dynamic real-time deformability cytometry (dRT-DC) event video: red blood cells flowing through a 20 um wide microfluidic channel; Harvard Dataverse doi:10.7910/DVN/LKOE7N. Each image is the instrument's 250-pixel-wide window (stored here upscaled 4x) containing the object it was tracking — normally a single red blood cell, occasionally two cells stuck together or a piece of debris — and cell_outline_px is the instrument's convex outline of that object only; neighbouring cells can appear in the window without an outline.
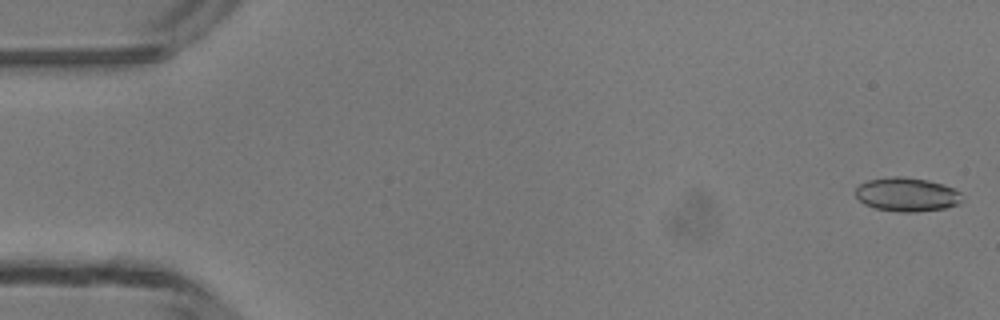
{"species": "common noctule bat (a hibernating species)", "species_latin": "Nyctalus noctula", "temperature_condition": "room temperature", "stored_images_in_passage": 48, "camera_frame_rate_fps": 3000, "um_per_image_px": 0.085, "animal": {"sex": "male", "body_mass_g": 13.3}, "frame": {"image": 1, "passage_image": 1, "time_ms": 0.0, "image_size_px": [1000, 320], "cell_outline_px": [[964, 200], [960, 204], [944, 208], [916, 212], [900, 212], [876, 208], [864, 204], [856, 196], [856, 188], [860, 184], [868, 180], [892, 176], [904, 176], [928, 180], [944, 184], [960, 192]], "centroid_in_image_um": [77.12, 16.53], "position_along_channel_um": 7.9, "area_um2": 21.15}}
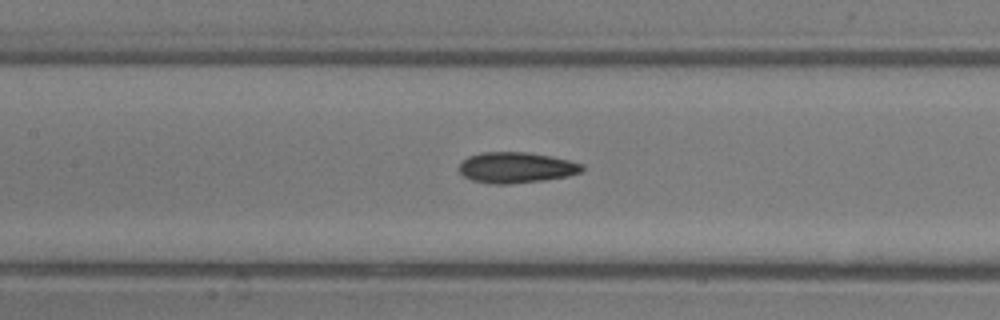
{"frame": {"image": 2, "passage_image": 22, "time_ms": 7.0, "image_size_px": [1000, 320], "cell_outline_px": [[584, 168], [580, 172], [568, 176], [544, 180], [508, 184], [488, 184], [472, 180], [464, 176], [460, 172], [460, 160], [468, 156], [480, 152], [528, 152], [552, 156], [584, 164]], "centroid_in_image_um": [43.86, 14.24], "position_along_channel_um": 163.5, "area_um2": 22.25}}
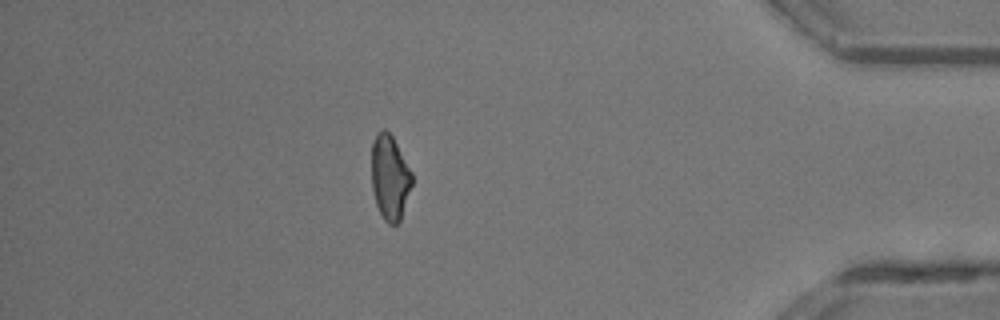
{"frame": {"image": 3, "passage_image": 42, "time_ms": 13.667, "image_size_px": [1000, 320], "cell_outline_px": [[412, 184], [400, 220], [396, 224], [388, 224], [384, 220], [376, 204], [372, 188], [372, 144], [376, 132], [384, 128], [392, 136], [412, 172]], "centroid_in_image_um": [33.13, 15.07], "position_along_channel_um": 402.1, "area_um2": 19.83}, "authors_computed_cell_mechanics": {"area_um2": 21.2704, "velocity_mm_per_s": 4.2654, "shape_relaxation_time_tau1_ms": 9.664, "shape_relaxation_time_tau2_ms": 2.9203, "deformation_change_tau1": 0.2443, "deformation_change_tau2": 0.1119}}